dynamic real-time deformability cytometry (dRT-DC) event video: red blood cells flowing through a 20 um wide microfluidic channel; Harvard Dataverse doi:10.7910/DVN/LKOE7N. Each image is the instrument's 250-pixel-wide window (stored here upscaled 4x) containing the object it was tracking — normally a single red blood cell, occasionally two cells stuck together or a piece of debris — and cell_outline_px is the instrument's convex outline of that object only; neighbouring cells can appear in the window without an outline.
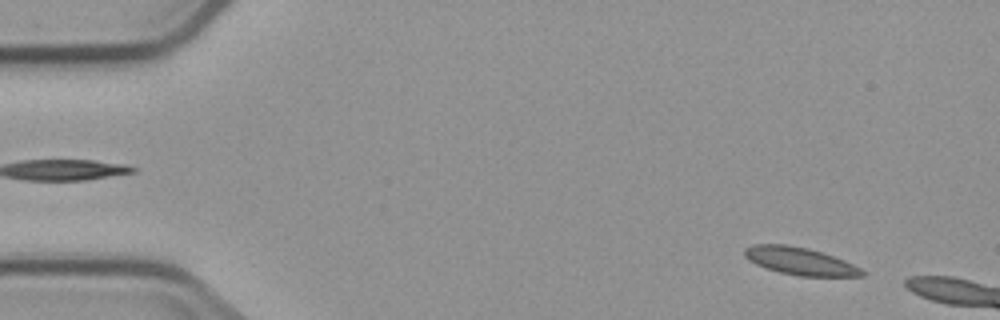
{"species": "common noctule bat (a hibernating species)", "species_latin": "Nyctalus noctula", "temperature_condition": "cold", "stored_images_in_passage": 6, "camera_frame_rate_fps": 3000, "um_per_image_px": 0.085, "animal": {"sex": "male", "body_mass_g": 23.1, "forearm_length_mm": 52.7}, "frame": {"image": 1, "passage_image": 1, "time_ms": 0.0, "image_size_px": [1000, 320], "cell_outline_px": [[864, 276], [800, 276], [780, 272], [764, 268], [748, 260], [744, 256], [744, 248], [752, 244], [784, 244], [808, 248], [844, 260], [860, 268], [864, 272]], "centroid_in_image_um": [67.94, 22.19], "position_along_channel_um": 17.1, "area_um2": 18.73}}
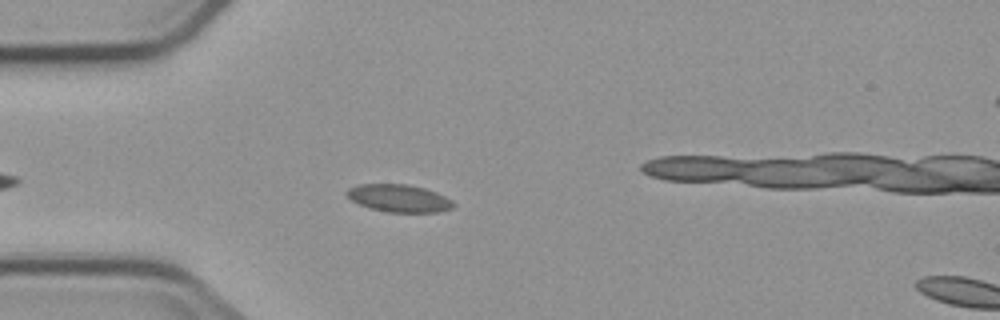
{"frame": {"image": 2, "passage_image": 5, "time_ms": 7.0, "image_size_px": [1000, 320], "cell_outline_px": [[456, 204], [452, 208], [440, 212], [388, 212], [368, 208], [352, 200], [344, 192], [348, 188], [356, 184], [408, 184], [424, 188], [436, 192], [452, 200]], "centroid_in_image_um": [33.9, 16.85], "position_along_channel_um": 51.1, "area_um2": 17.22}}